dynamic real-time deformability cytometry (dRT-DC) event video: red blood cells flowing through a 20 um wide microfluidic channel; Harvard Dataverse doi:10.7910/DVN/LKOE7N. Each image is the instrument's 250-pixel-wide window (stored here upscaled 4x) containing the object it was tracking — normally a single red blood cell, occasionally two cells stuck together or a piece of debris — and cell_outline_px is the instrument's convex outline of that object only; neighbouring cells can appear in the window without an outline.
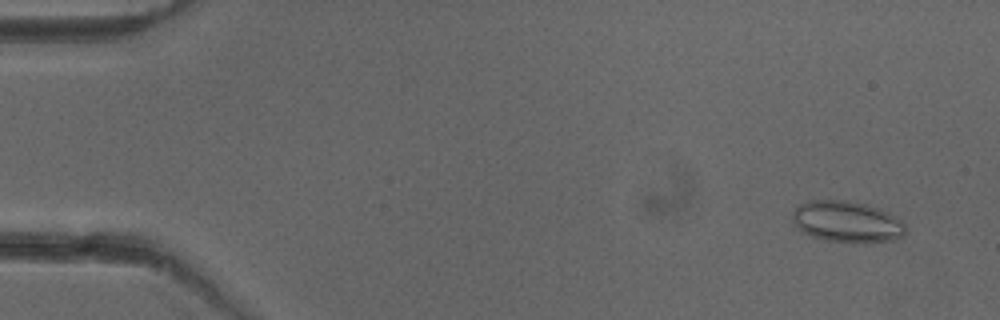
{"species": "common noctule bat (a hibernating species)", "species_latin": "Nyctalus noctula", "temperature_condition": "cold", "stored_images_in_passage": 52, "camera_frame_rate_fps": 3000, "um_per_image_px": 0.085, "animal": {"sex": "female"}, "frame": {"image": 1, "passage_image": 4, "time_ms": 1.0, "image_size_px": [1000, 320], "cell_outline_px": [[908, 232], [904, 236], [896, 240], [864, 244], [824, 240], [812, 236], [804, 232], [792, 224], [792, 212], [800, 204], [812, 200], [844, 200], [864, 204], [880, 208], [896, 216], [904, 224]], "centroid_in_image_um": [72.03, 18.87], "position_along_channel_um": 13.0, "area_um2": 27.74}}
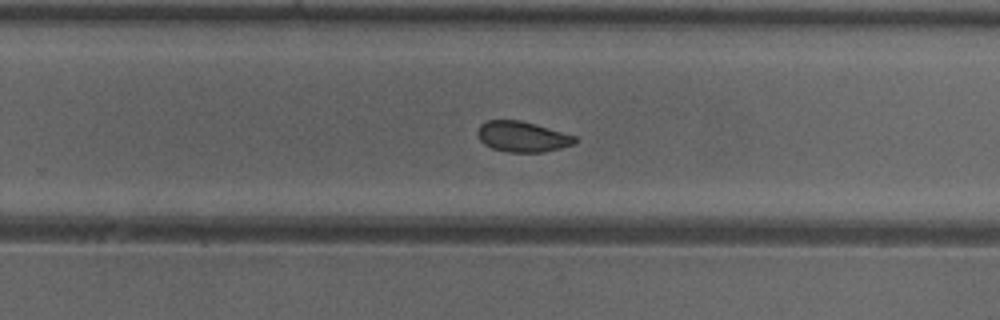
{"frame": {"image": 2, "passage_image": 34, "time_ms": 11.0, "image_size_px": [1000, 320], "cell_outline_px": [[576, 144], [544, 152], [508, 152], [492, 148], [484, 144], [480, 140], [476, 132], [480, 124], [488, 120], [520, 120], [536, 124], [576, 136]], "centroid_in_image_um": [44.39, 11.61], "position_along_channel_um": 285.4, "area_um2": 17.4}}
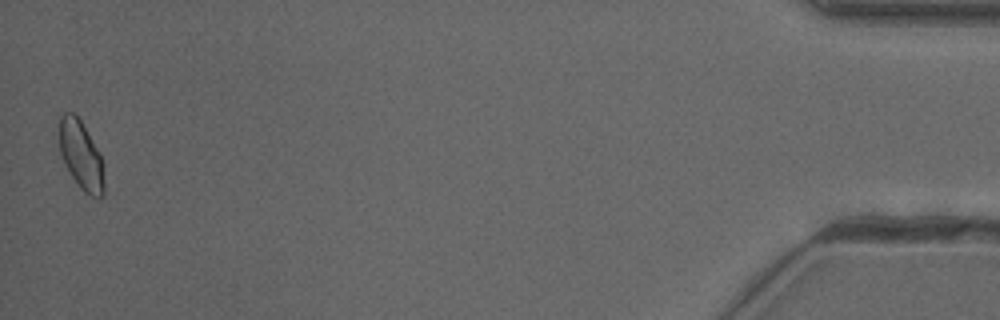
{"frame": {"image": 3, "passage_image": 52, "time_ms": 17.0, "image_size_px": [1000, 320], "cell_outline_px": [[104, 196], [100, 200], [96, 200], [84, 192], [80, 188], [64, 164], [60, 156], [60, 116], [64, 112], [72, 112], [80, 120], [100, 152], [104, 164]], "centroid_in_image_um": [6.93, 13.27], "position_along_channel_um": 428.3, "area_um2": 18.26}, "authors_computed_cell_mechanics": {"area_um2": 18.2937, "velocity_mm_per_s": 3.9703, "shape_relaxation_time_tau1_ms": 3.4843, "shape_relaxation_time_tau2_ms": 2.719, "deformation_change_tau1": 0.0511, "deformation_change_tau2": 0.0583}}